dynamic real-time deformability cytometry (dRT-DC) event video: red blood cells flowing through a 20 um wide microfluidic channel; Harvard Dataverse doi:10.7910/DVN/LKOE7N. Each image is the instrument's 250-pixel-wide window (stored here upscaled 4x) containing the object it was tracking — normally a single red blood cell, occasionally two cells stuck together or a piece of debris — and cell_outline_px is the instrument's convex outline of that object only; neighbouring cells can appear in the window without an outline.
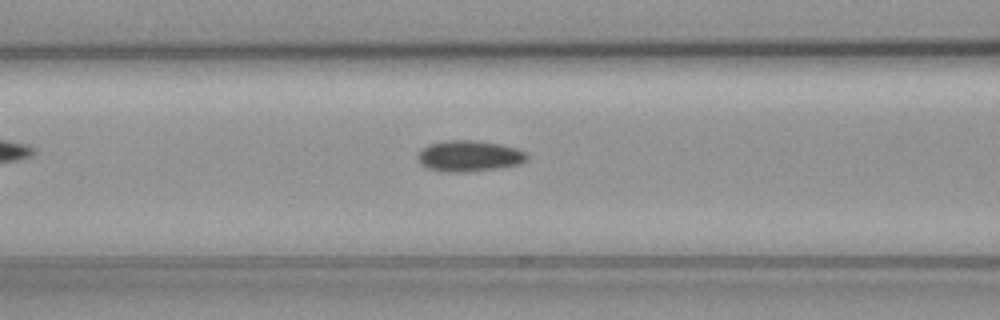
{"species": "common noctule bat (a hibernating species)", "species_latin": "Nyctalus noctula", "temperature_condition": "cold", "stored_images_in_passage": 33, "camera_frame_rate_fps": 3000, "um_per_image_px": 0.085, "animal": {"sex": "female", "body_mass_g": 19.3, "forearm_length_mm": 54.1}, "frame": {"image": 1, "passage_image": 8, "time_ms": 2.333, "image_size_px": [1000, 320], "cell_outline_px": [[528, 160], [520, 164], [500, 168], [468, 172], [448, 172], [428, 168], [420, 164], [420, 152], [428, 144], [444, 140], [472, 140], [500, 144], [516, 148], [524, 152], [528, 156]], "centroid_in_image_um": [39.92, 13.26], "position_along_channel_um": 126.7, "area_um2": 19.65}}
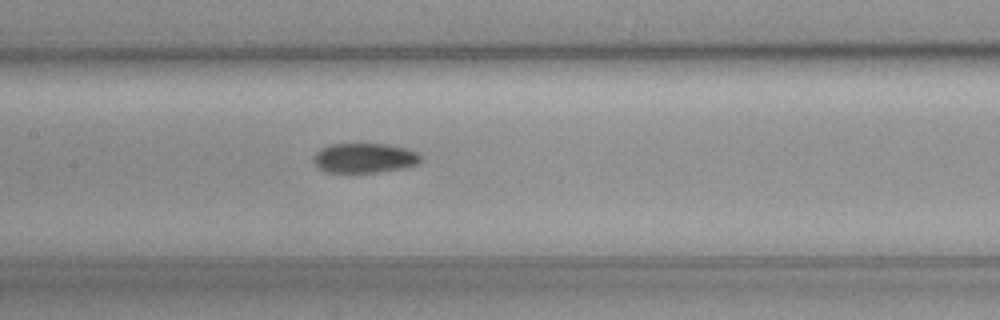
{"frame": {"image": 2, "passage_image": 12, "time_ms": 3.667, "image_size_px": [1000, 320], "cell_outline_px": [[420, 160], [416, 164], [404, 168], [376, 172], [324, 172], [312, 160], [316, 152], [332, 144], [388, 144], [408, 148], [416, 152], [420, 156]], "centroid_in_image_um": [30.99, 13.43], "position_along_channel_um": 176.4, "area_um2": 18.38}}